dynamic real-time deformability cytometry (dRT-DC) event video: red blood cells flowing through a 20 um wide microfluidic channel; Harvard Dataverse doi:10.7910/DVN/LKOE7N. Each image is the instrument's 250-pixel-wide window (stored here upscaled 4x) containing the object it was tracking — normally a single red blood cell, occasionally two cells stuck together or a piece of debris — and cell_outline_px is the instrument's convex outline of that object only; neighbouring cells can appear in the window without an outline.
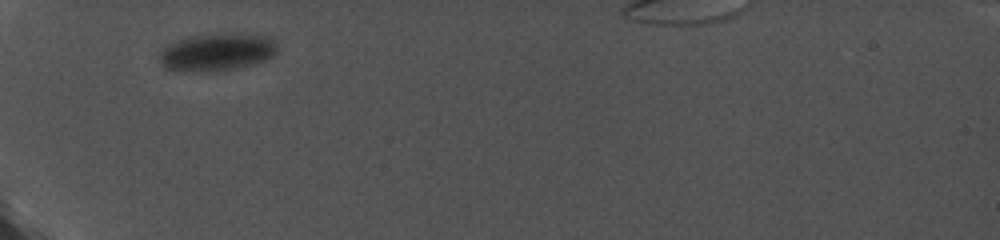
{"species": "common noctule bat (a hibernating species)", "species_latin": "Nyctalus noctula", "temperature_condition": "cold", "stored_images_in_passage": 12, "camera_frame_rate_fps": 5000, "um_per_image_px": 0.085, "animal": {"sex": "female", "body_mass_g": 19.0, "forearm_length_mm": 56.7}, "frame": {"image": 1, "passage_image": 1, "time_ms": 0.0, "image_size_px": [1000, 240], "cell_outline_px": [[276, 52], [268, 60], [236, 68], [216, 72], [184, 72], [164, 68], [160, 60], [160, 52], [168, 44], [176, 40], [192, 36], [228, 32], [268, 36], [276, 44]], "centroid_in_image_um": [18.42, 4.44], "position_along_channel_um": 66.6, "area_um2": 26.18}}
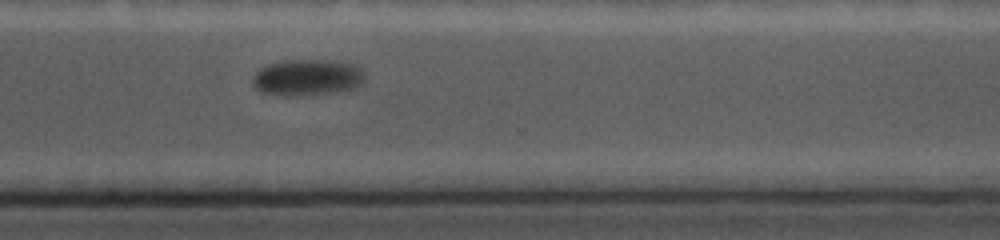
{"frame": {"image": 2, "passage_image": 10, "time_ms": 1.8, "image_size_px": [1000, 240], "cell_outline_px": [[364, 80], [360, 84], [352, 88], [304, 96], [264, 92], [256, 88], [252, 80], [252, 76], [260, 68], [268, 64], [284, 60], [336, 60], [352, 64], [360, 68], [364, 76]], "centroid_in_image_um": [26.11, 6.55], "position_along_channel_um": 344.5, "area_um2": 23.29}}
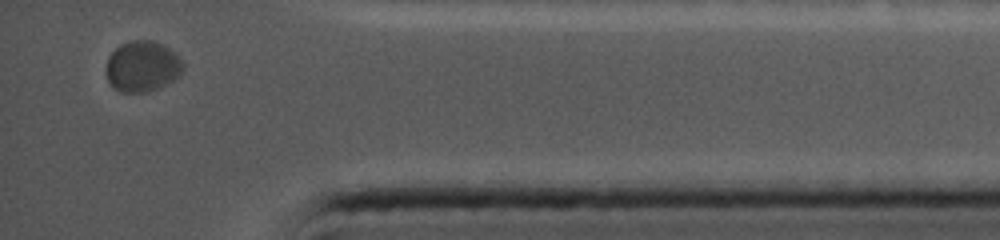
{"frame": {"image": 3, "passage_image": 12, "time_ms": 2.2, "image_size_px": [1000, 240], "cell_outline_px": [[184, 64], [180, 76], [156, 88], [144, 92], [120, 92], [108, 80], [108, 56], [120, 44], [128, 40], [152, 40], [168, 48], [180, 56]], "centroid_in_image_um": [12.12, 5.61], "position_along_channel_um": 423.1, "area_um2": 22.43}}